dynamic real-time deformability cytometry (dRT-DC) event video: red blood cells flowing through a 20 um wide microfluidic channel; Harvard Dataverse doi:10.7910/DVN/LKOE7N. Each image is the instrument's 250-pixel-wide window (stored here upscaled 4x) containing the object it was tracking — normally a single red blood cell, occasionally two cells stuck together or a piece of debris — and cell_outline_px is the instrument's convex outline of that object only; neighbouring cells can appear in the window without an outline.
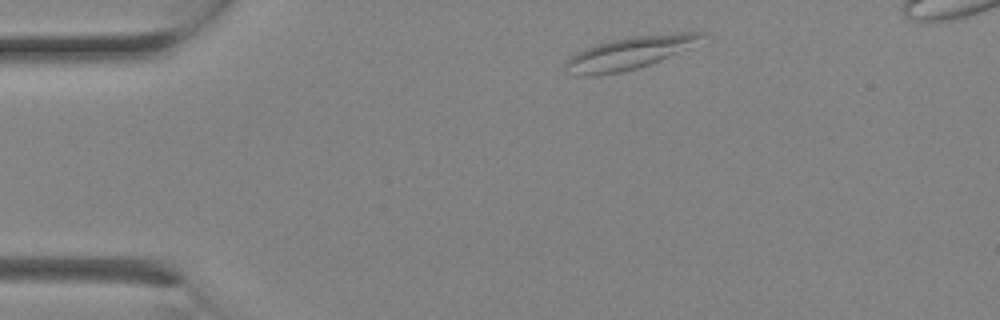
{"species": "Egyptian fruit bat (a non-hibernating species)", "species_latin": "Rousettus aegyptiacus", "temperature_condition": "room temperature", "stored_images_in_passage": 2, "camera_frame_rate_fps": 3000, "um_per_image_px": 0.085, "animal": {"sex": "female"}, "frame": {"image": 1, "passage_image": 1, "time_ms": 0.0, "image_size_px": [1000, 320], "cell_outline_px": [[704, 32], [688, 48], [660, 60], [636, 68], [620, 72], [596, 76], [588, 76], [564, 64], [564, 60], [576, 52], [612, 40], [636, 36], [680, 32]], "centroid_in_image_um": [53.5, 4.49], "position_along_channel_um": 31.5, "area_um2": 24.33}}